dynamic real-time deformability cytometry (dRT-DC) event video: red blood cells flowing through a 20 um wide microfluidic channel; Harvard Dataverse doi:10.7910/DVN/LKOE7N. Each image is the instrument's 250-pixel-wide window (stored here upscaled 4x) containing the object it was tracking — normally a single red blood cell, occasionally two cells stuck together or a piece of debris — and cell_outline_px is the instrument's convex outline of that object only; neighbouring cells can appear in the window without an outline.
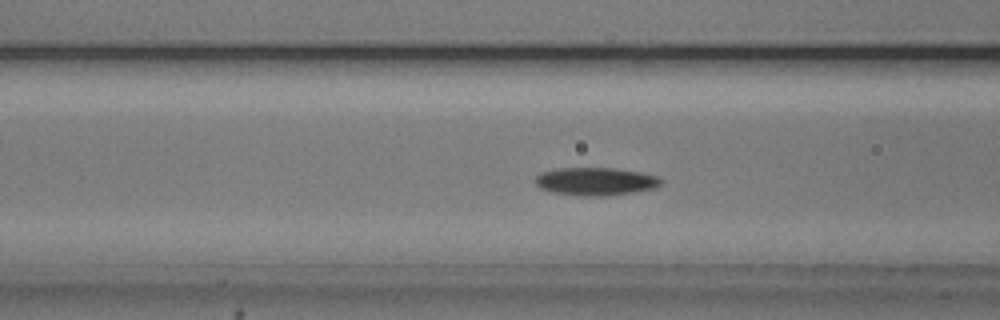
{"species": "common noctule bat (a hibernating species)", "species_latin": "Nyctalus noctula", "temperature_condition": "cold", "stored_images_in_passage": 39, "segment_of_instrument_passage": [1, 2], "camera_frame_rate_fps": 3000, "um_per_image_px": 0.085, "animal": {"sex": "male", "body_mass_g": 20.5, "forearm_length_mm": 52.5}, "frame": {"image": 1, "passage_image": 5, "time_ms": 1.333, "image_size_px": [1000, 320], "cell_outline_px": [[664, 180], [656, 188], [608, 196], [580, 196], [556, 192], [540, 188], [536, 184], [536, 176], [540, 172], [556, 168], [612, 168], [640, 172], [656, 176]], "centroid_in_image_um": [50.63, 15.42], "position_along_channel_um": 116.0, "area_um2": 20.4}}
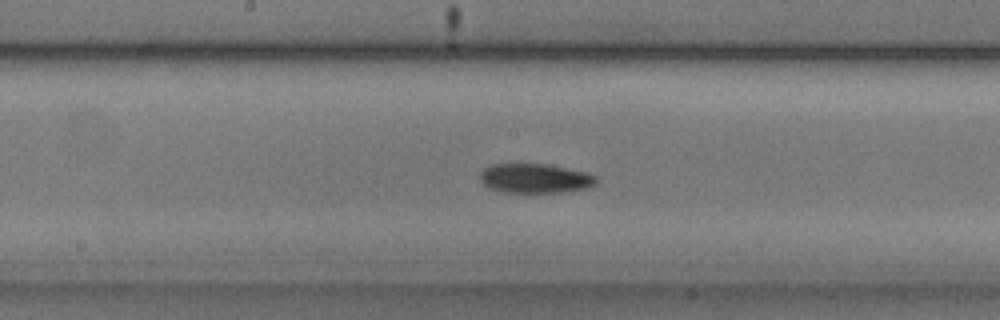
{"frame": {"image": 2, "passage_image": 12, "time_ms": 3.667, "image_size_px": [1000, 320], "cell_outline_px": [[596, 184], [592, 188], [564, 192], [500, 192], [484, 184], [480, 180], [480, 172], [488, 164], [544, 164], [584, 172], [596, 176]], "centroid_in_image_um": [45.48, 15.17], "position_along_channel_um": 202.7, "area_um2": 19.88}}
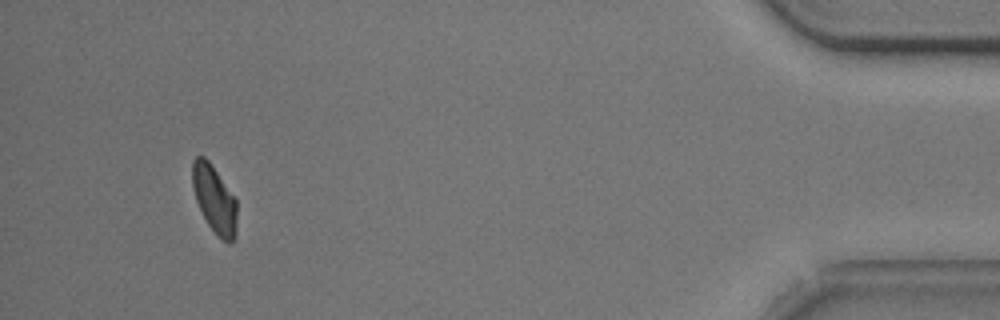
{"frame": {"image": 3, "passage_image": 35, "time_ms": 11.333, "image_size_px": [1000, 320], "cell_outline_px": [[236, 236], [232, 244], [228, 244], [216, 236], [208, 224], [196, 200], [192, 184], [192, 160], [196, 156], [204, 156], [208, 160], [236, 200]], "centroid_in_image_um": [18.22, 16.98], "position_along_channel_um": 417.0, "area_um2": 17.46}}